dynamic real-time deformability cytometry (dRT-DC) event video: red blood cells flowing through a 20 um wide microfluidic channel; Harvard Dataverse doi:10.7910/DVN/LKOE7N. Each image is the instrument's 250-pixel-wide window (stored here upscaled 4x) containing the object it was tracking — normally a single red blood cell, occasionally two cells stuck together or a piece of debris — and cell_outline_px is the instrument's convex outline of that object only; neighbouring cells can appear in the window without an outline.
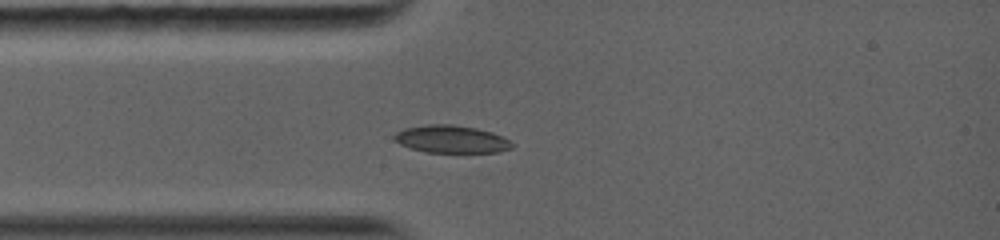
{"species": "common noctule bat (a hibernating species)", "species_latin": "Nyctalus noctula", "temperature_condition": "warm", "stored_images_in_passage": 32, "camera_frame_rate_fps": 5000, "um_per_image_px": 0.085, "animal": {"sex": "female", "body_mass_g": 19.0, "forearm_length_mm": 56.7}, "frame": {"image": 1, "passage_image": 1, "time_ms": 0.0, "image_size_px": [1000, 240], "cell_outline_px": [[516, 144], [512, 148], [500, 152], [428, 152], [412, 148], [400, 144], [392, 136], [396, 132], [404, 128], [428, 124], [452, 124], [476, 128], [492, 132], [504, 136]], "centroid_in_image_um": [38.42, 11.82], "position_along_channel_um": 46.6, "area_um2": 19.02}}
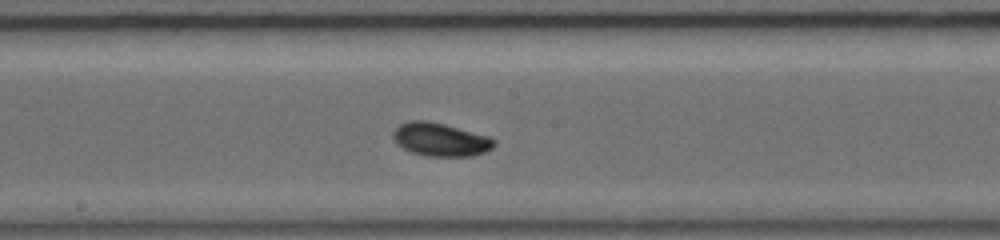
{"frame": {"image": 2, "passage_image": 14, "time_ms": 4.0, "image_size_px": [1000, 240], "cell_outline_px": [[496, 144], [492, 148], [484, 152], [472, 156], [428, 156], [412, 152], [396, 144], [392, 136], [392, 132], [400, 124], [408, 120], [428, 120], [444, 124], [488, 136], [496, 140]], "centroid_in_image_um": [37.42, 11.85], "position_along_channel_um": 210.8, "area_um2": 19.59}}
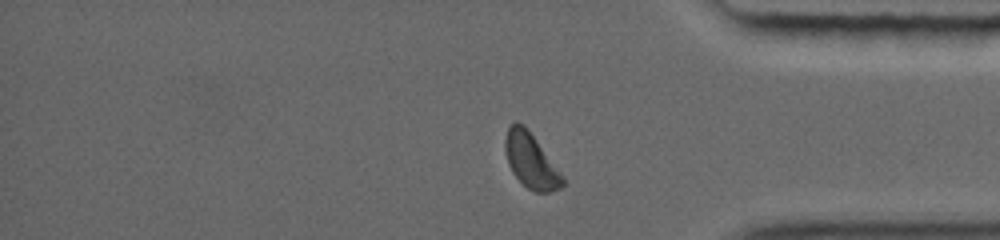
{"frame": {"image": 3, "passage_image": 28, "time_ms": 8.6, "image_size_px": [1000, 240], "cell_outline_px": [[564, 184], [560, 188], [548, 192], [536, 192], [528, 188], [512, 172], [508, 164], [504, 148], [504, 140], [508, 128], [516, 120], [524, 124], [528, 128], [564, 176]], "centroid_in_image_um": [45.12, 13.63], "position_along_channel_um": 390.1, "area_um2": 18.38}, "authors_computed_cell_mechanics": {"area_um2": 18.4671, "velocity_mm_per_s": 4.1227, "shape_relaxation_time_tau1_ms": 2.1958, "shape_relaxation_time_tau2_ms": null, "deformation_change_tau1": 0.1029, "deformation_change_tau2": null}}